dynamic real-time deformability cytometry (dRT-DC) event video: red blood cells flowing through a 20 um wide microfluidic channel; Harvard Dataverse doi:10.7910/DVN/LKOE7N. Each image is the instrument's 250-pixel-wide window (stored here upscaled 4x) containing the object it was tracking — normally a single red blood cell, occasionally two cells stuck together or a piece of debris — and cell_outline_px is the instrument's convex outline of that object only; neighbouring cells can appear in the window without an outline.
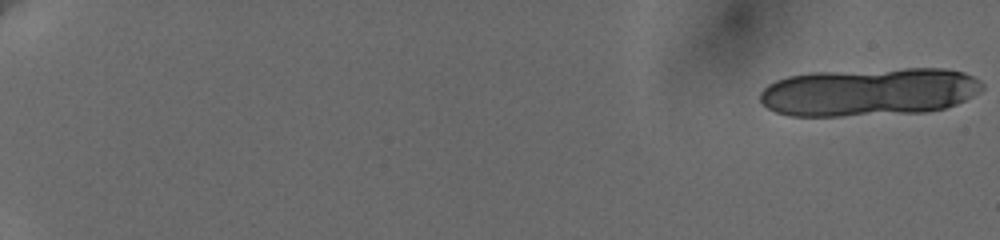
{"species": "human", "species_latin": "Homo sapiens", "temperature_condition": "cold", "stored_images_in_passage": 28, "camera_frame_rate_fps": 3000, "um_per_image_px": 0.085, "donor": {"sex": "female"}, "frame": {"image": 1, "passage_image": 1, "time_ms": 0.0, "image_size_px": [1000, 240], "cell_outline_px": [[984, 88], [980, 92], [956, 104], [944, 108], [928, 112], [840, 116], [792, 116], [776, 112], [768, 108], [760, 100], [760, 92], [768, 84], [776, 80], [788, 76], [812, 72], [904, 68], [944, 68], [964, 72], [980, 80], [984, 84]], "centroid_in_image_um": [73.9, 7.81], "position_along_channel_um": 11.1, "area_um2": 62.89}}
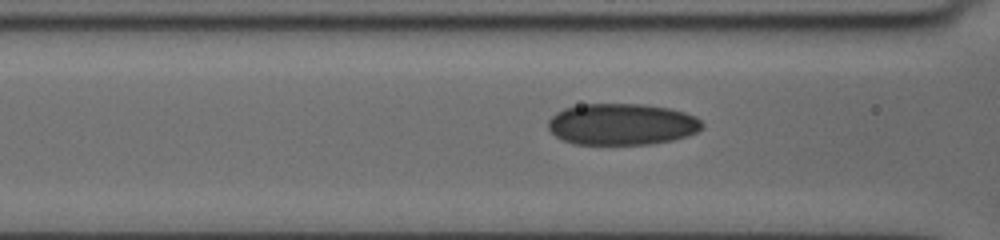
{"frame": {"image": 2, "passage_image": 25, "time_ms": 8.0, "image_size_px": [1000, 240], "cell_outline_px": [[704, 128], [688, 136], [672, 140], [648, 144], [576, 144], [564, 140], [556, 136], [548, 128], [548, 120], [556, 112], [564, 108], [580, 104], [644, 104], [672, 108], [696, 116], [704, 124]], "centroid_in_image_um": [52.88, 10.55], "position_along_channel_um": 113.7, "area_um2": 37.45}}